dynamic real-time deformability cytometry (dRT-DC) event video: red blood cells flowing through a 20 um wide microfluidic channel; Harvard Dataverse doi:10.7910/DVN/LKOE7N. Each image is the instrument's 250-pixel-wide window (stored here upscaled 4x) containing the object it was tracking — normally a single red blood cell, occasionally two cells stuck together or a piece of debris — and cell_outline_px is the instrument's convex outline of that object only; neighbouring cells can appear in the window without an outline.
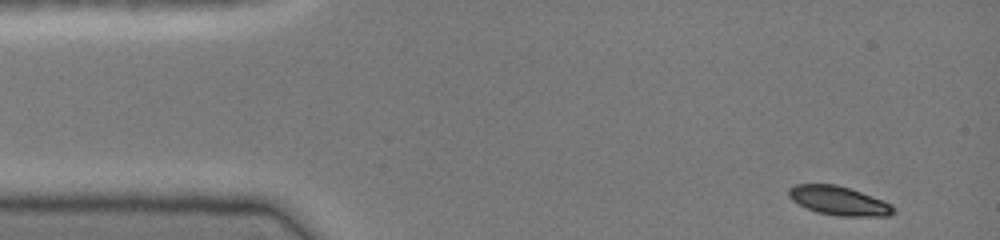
{"species": "common noctule bat (a hibernating species)", "species_latin": "Nyctalus noctula", "temperature_condition": "cold", "stored_images_in_passage": 41, "camera_frame_rate_fps": 3000, "um_per_image_px": 0.085, "animal": {"sex": "female", "body_mass_g": 19.0, "forearm_length_mm": 51.5}, "frame": {"image": 1, "passage_image": 1, "time_ms": 0.0, "image_size_px": [1000, 240], "cell_outline_px": [[896, 212], [888, 216], [836, 216], [816, 212], [792, 200], [788, 196], [788, 188], [796, 184], [836, 184], [884, 200], [892, 204], [896, 208]], "centroid_in_image_um": [71.33, 17.07], "position_along_channel_um": 13.7, "area_um2": 17.74}}
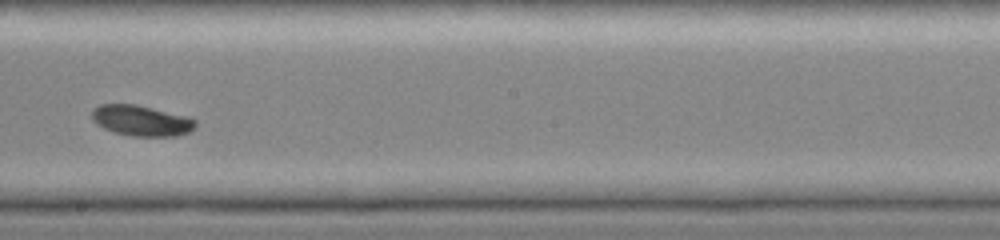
{"frame": {"image": 2, "passage_image": 24, "time_ms": 7.667, "image_size_px": [1000, 240], "cell_outline_px": [[196, 128], [188, 132], [176, 136], [132, 136], [116, 132], [104, 128], [96, 124], [92, 120], [92, 108], [100, 104], [136, 104], [192, 116], [196, 120]], "centroid_in_image_um": [12.06, 10.23], "position_along_channel_um": 236.1, "area_um2": 18.84}}
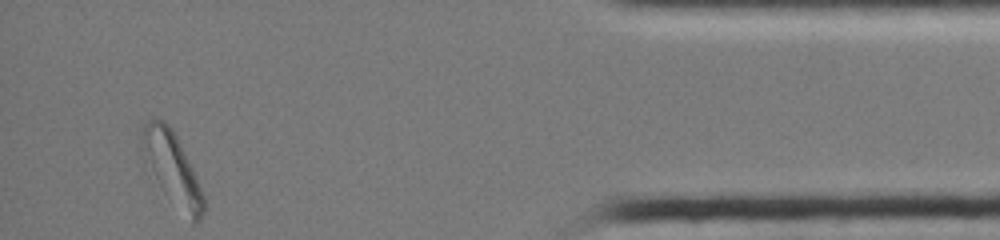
{"frame": {"image": 3, "passage_image": 41, "time_ms": 13.333, "image_size_px": [1000, 240], "cell_outline_px": [[204, 212], [200, 220], [196, 224], [192, 224], [164, 192], [144, 160], [140, 148], [140, 128], [148, 120], [156, 116], [164, 120], [172, 128], [176, 136], [204, 196]], "centroid_in_image_um": [14.58, 14.28], "position_along_channel_um": 420.6, "area_um2": 25.72}, "authors_computed_cell_mechanics": {"area_um2": 18.8428, "velocity_mm_per_s": 4.0802, "shape_relaxation_time_tau1_ms": 2.859, "shape_relaxation_time_tau2_ms": null, "deformation_change_tau1": 0.0957, "deformation_change_tau2": null}}